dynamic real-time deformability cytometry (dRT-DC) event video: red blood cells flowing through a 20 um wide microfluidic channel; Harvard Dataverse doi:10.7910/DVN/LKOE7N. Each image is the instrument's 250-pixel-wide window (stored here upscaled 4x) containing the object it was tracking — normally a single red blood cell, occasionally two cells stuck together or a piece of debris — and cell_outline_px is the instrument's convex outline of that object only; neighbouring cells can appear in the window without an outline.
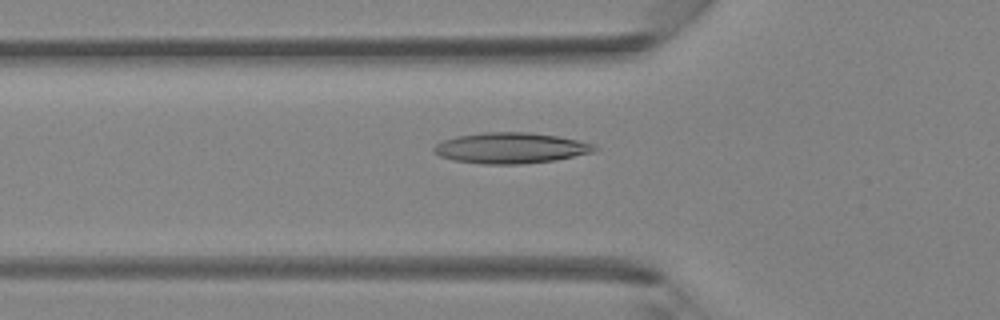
{"species": "Egyptian fruit bat (a non-hibernating species)", "species_latin": "Rousettus aegyptiacus", "temperature_condition": "room temperature", "stored_images_in_passage": 43, "camera_frame_rate_fps": 3000, "um_per_image_px": 0.085, "animal": {"sex": "female"}, "frame": {"image": 1, "passage_image": 15, "time_ms": 4.667, "image_size_px": [1000, 320], "cell_outline_px": [[600, 148], [596, 152], [556, 160], [524, 164], [480, 164], [452, 160], [440, 156], [432, 152], [432, 148], [436, 144], [444, 140], [456, 136], [484, 132], [528, 132], [556, 136], [576, 140], [592, 144]], "centroid_in_image_um": [43.4, 12.59], "position_along_channel_um": 82.4, "area_um2": 29.02}}
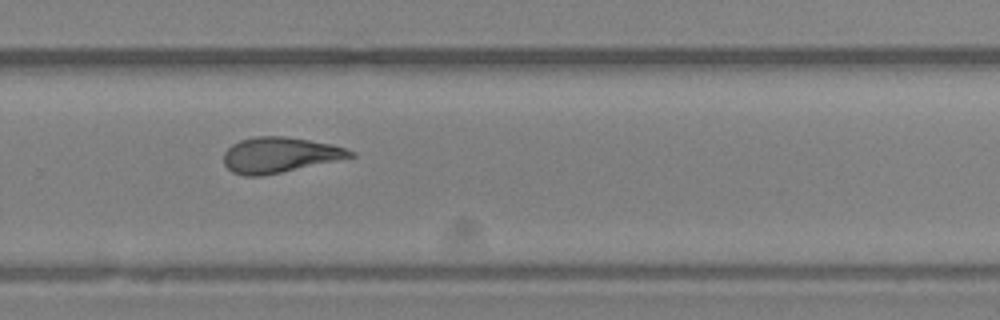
{"frame": {"image": 2, "passage_image": 29, "time_ms": 9.333, "image_size_px": [1000, 320], "cell_outline_px": [[356, 156], [280, 172], [260, 176], [244, 176], [232, 172], [224, 164], [224, 152], [232, 144], [240, 140], [252, 136], [284, 136], [332, 144], [356, 152]], "centroid_in_image_um": [23.74, 13.16], "position_along_channel_um": 306.1, "area_um2": 25.95}}
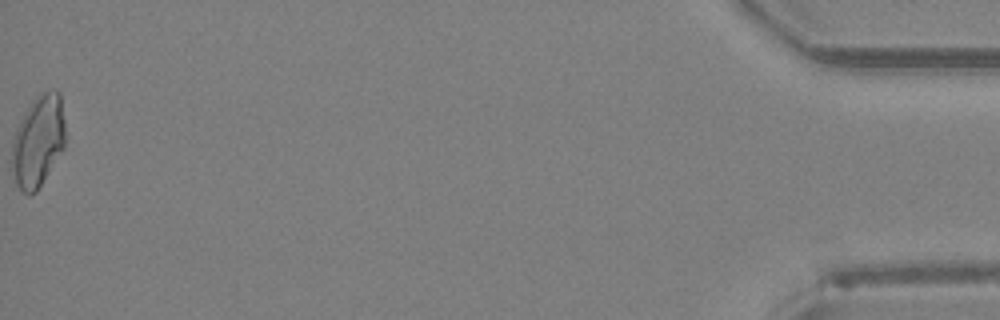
{"frame": {"image": 3, "passage_image": 43, "time_ms": 14.0, "image_size_px": [1000, 320], "cell_outline_px": [[64, 148], [36, 192], [28, 196], [20, 192], [12, 176], [12, 140], [16, 128], [24, 112], [32, 100], [40, 92], [48, 88], [56, 88], [60, 92], [64, 120]], "centroid_in_image_um": [3.22, 11.97], "position_along_channel_um": 432.0, "area_um2": 29.02}}